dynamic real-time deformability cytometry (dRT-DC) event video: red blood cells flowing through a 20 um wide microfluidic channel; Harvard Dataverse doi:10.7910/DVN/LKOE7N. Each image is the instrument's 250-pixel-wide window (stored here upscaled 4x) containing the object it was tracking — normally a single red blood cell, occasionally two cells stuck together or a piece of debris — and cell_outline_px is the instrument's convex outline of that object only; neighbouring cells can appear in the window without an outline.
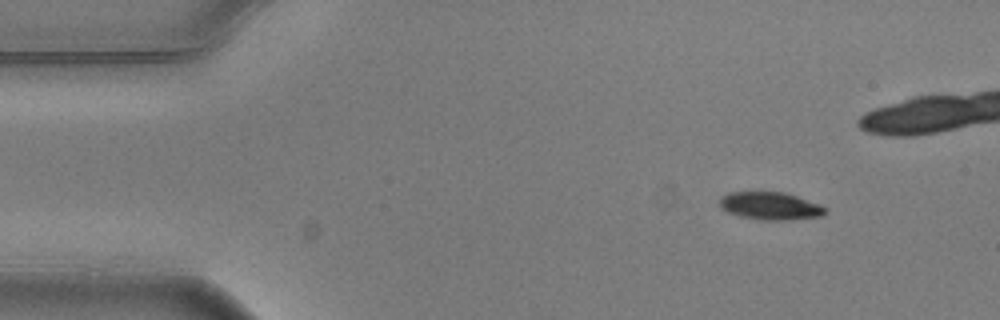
{"species": "common noctule bat (a hibernating species)", "species_latin": "Nyctalus noctula", "temperature_condition": "warm", "stored_images_in_passage": 4, "camera_frame_rate_fps": 3000, "um_per_image_px": 0.085, "animal": {"sex": "male", "body_mass_g": 20.5, "forearm_length_mm": 52.5}, "frame": {"image": 1, "passage_image": 1, "time_ms": 0.0, "image_size_px": [1000, 320], "cell_outline_px": [[828, 212], [820, 216], [788, 220], [760, 220], [740, 216], [728, 212], [720, 208], [720, 196], [728, 192], [784, 192], [820, 204], [828, 208]], "centroid_in_image_um": [65.48, 17.5], "position_along_channel_um": 19.5, "area_um2": 17.17}}
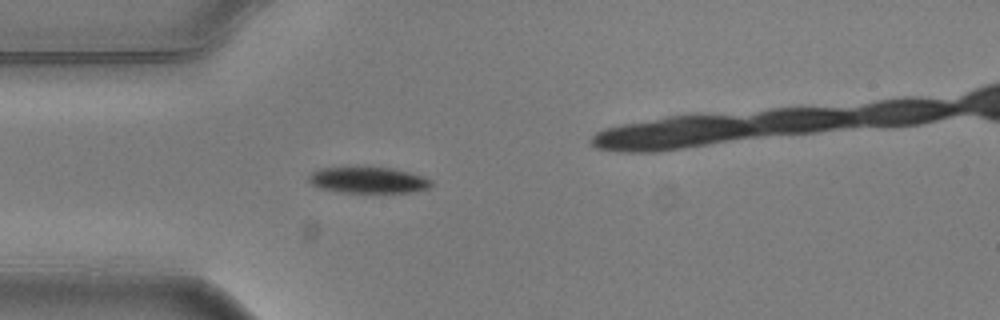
{"frame": {"image": 2, "passage_image": 3, "time_ms": 0.667, "image_size_px": [1000, 320], "cell_outline_px": [[432, 184], [428, 188], [412, 192], [340, 192], [320, 188], [312, 184], [308, 180], [308, 176], [312, 172], [320, 168], [356, 164], [392, 168], [408, 172], [432, 180]], "centroid_in_image_um": [31.22, 15.26], "position_along_channel_um": 53.8, "area_um2": 19.31}}